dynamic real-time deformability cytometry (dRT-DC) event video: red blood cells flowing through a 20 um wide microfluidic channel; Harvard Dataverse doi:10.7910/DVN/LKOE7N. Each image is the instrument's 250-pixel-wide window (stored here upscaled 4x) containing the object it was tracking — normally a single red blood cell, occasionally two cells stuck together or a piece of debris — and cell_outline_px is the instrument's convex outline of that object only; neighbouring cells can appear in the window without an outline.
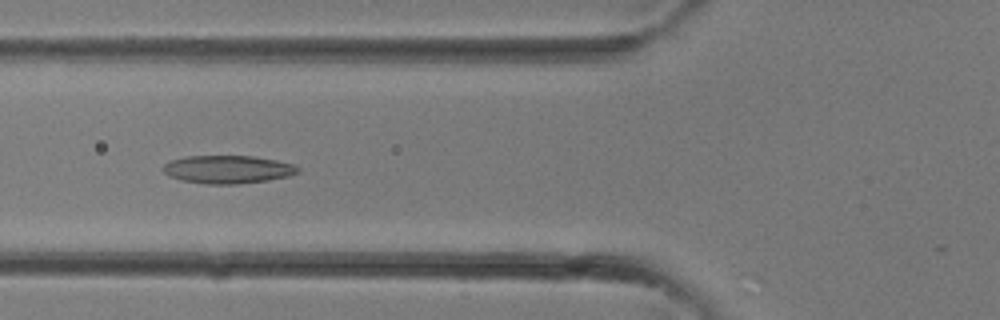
{"species": "common noctule bat (a hibernating species)", "species_latin": "Nyctalus noctula", "temperature_condition": "room temperature", "stored_images_in_passage": 28, "camera_frame_rate_fps": 3000, "um_per_image_px": 0.085, "animal": {"sex": "female"}, "frame": {"image": 1, "passage_image": 10, "time_ms": 3.0, "image_size_px": [1000, 320], "cell_outline_px": [[300, 172], [288, 176], [268, 180], [236, 184], [208, 184], [180, 180], [168, 176], [160, 168], [168, 160], [184, 156], [252, 156], [276, 160], [292, 164], [300, 168]], "centroid_in_image_um": [19.3, 14.39], "position_along_channel_um": 106.5, "area_um2": 22.2}}
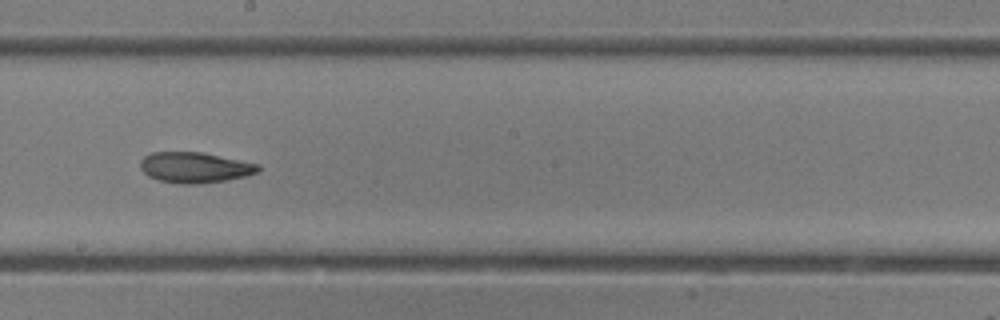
{"frame": {"image": 2, "passage_image": 16, "time_ms": 5.0, "image_size_px": [1000, 320], "cell_outline_px": [[260, 172], [248, 176], [224, 180], [196, 184], [176, 184], [160, 180], [148, 176], [140, 168], [140, 160], [144, 156], [152, 152], [204, 152], [260, 164]], "centroid_in_image_um": [16.58, 14.23], "position_along_channel_um": 231.6, "area_um2": 21.27}}
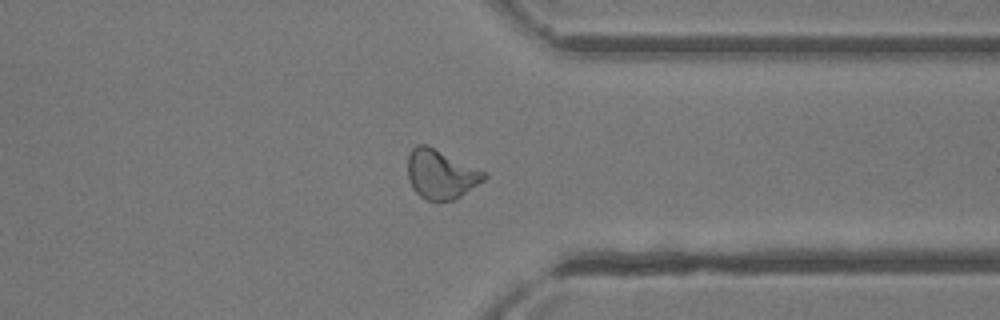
{"frame": {"image": 3, "passage_image": 23, "time_ms": 7.333, "image_size_px": [1000, 320], "cell_outline_px": [[488, 176], [484, 180], [456, 200], [428, 200], [420, 196], [412, 188], [408, 180], [408, 156], [412, 148], [416, 144], [428, 144], [488, 172]], "centroid_in_image_um": [37.5, 14.78], "position_along_channel_um": 373.9, "area_um2": 22.31}}